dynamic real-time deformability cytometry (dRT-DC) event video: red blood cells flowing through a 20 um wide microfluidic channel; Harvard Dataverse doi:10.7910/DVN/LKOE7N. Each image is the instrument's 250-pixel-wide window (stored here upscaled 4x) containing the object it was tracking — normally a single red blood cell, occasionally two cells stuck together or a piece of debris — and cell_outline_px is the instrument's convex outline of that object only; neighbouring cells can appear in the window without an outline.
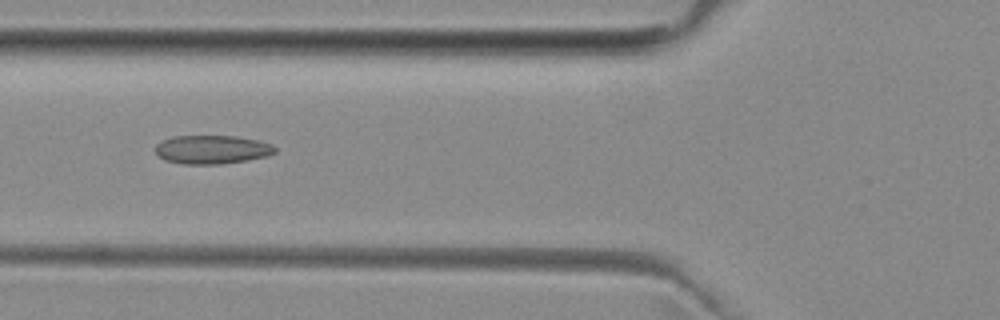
{"species": "common noctule bat (a hibernating species)", "species_latin": "Nyctalus noctula", "temperature_condition": "room temperature", "stored_images_in_passage": 5, "camera_frame_rate_fps": 3000, "um_per_image_px": 0.085, "animal": {"sex": "female", "body_mass_g": 29.2, "forearm_length_mm": 56.3}, "frame": {"image": 1, "passage_image": 5, "time_ms": 4.333, "image_size_px": [1000, 320], "cell_outline_px": [[276, 152], [268, 156], [248, 160], [220, 164], [180, 164], [164, 160], [156, 156], [152, 148], [156, 144], [172, 136], [236, 136], [260, 140], [272, 144], [276, 148]], "centroid_in_image_um": [17.99, 12.71], "position_along_channel_um": 107.8, "area_um2": 20.4}}